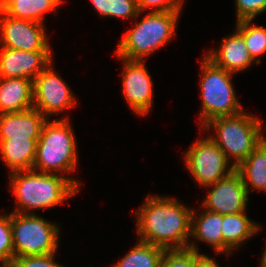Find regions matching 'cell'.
Here are the masks:
<instances>
[{"label":"cell","instance_id":"6da1fadb","mask_svg":"<svg viewBox=\"0 0 266 267\" xmlns=\"http://www.w3.org/2000/svg\"><path fill=\"white\" fill-rule=\"evenodd\" d=\"M192 211L174 197H147L135 212L139 240L166 250L187 249Z\"/></svg>","mask_w":266,"mask_h":267},{"label":"cell","instance_id":"7a4b0ae2","mask_svg":"<svg viewBox=\"0 0 266 267\" xmlns=\"http://www.w3.org/2000/svg\"><path fill=\"white\" fill-rule=\"evenodd\" d=\"M9 185L16 198L13 213L33 214V210L55 208L78 193L81 183L61 174L35 170L9 173Z\"/></svg>","mask_w":266,"mask_h":267},{"label":"cell","instance_id":"3957f363","mask_svg":"<svg viewBox=\"0 0 266 267\" xmlns=\"http://www.w3.org/2000/svg\"><path fill=\"white\" fill-rule=\"evenodd\" d=\"M201 128L204 132L214 128L215 134L209 137L235 168L266 138L261 119L244 110L233 116L213 118Z\"/></svg>","mask_w":266,"mask_h":267},{"label":"cell","instance_id":"277c9868","mask_svg":"<svg viewBox=\"0 0 266 267\" xmlns=\"http://www.w3.org/2000/svg\"><path fill=\"white\" fill-rule=\"evenodd\" d=\"M181 11L148 12L129 29L116 47V56L126 60H145L169 43L176 32Z\"/></svg>","mask_w":266,"mask_h":267},{"label":"cell","instance_id":"5b68a950","mask_svg":"<svg viewBox=\"0 0 266 267\" xmlns=\"http://www.w3.org/2000/svg\"><path fill=\"white\" fill-rule=\"evenodd\" d=\"M69 117L44 123L37 141L32 170L45 173H72L77 168V142Z\"/></svg>","mask_w":266,"mask_h":267},{"label":"cell","instance_id":"8992f818","mask_svg":"<svg viewBox=\"0 0 266 267\" xmlns=\"http://www.w3.org/2000/svg\"><path fill=\"white\" fill-rule=\"evenodd\" d=\"M201 73V127L213 118L233 116L243 111L232 84L233 73L217 67L206 56L201 62Z\"/></svg>","mask_w":266,"mask_h":267},{"label":"cell","instance_id":"52a82bcc","mask_svg":"<svg viewBox=\"0 0 266 267\" xmlns=\"http://www.w3.org/2000/svg\"><path fill=\"white\" fill-rule=\"evenodd\" d=\"M14 257L57 252L59 225L39 215L11 212Z\"/></svg>","mask_w":266,"mask_h":267},{"label":"cell","instance_id":"ba28073f","mask_svg":"<svg viewBox=\"0 0 266 267\" xmlns=\"http://www.w3.org/2000/svg\"><path fill=\"white\" fill-rule=\"evenodd\" d=\"M183 160L193 179L203 188L235 170L224 152L209 136L198 138L185 152Z\"/></svg>","mask_w":266,"mask_h":267},{"label":"cell","instance_id":"9c48e42d","mask_svg":"<svg viewBox=\"0 0 266 267\" xmlns=\"http://www.w3.org/2000/svg\"><path fill=\"white\" fill-rule=\"evenodd\" d=\"M51 63L33 81V108L47 119L77 105L76 98L64 79L53 69Z\"/></svg>","mask_w":266,"mask_h":267},{"label":"cell","instance_id":"30bf717a","mask_svg":"<svg viewBox=\"0 0 266 267\" xmlns=\"http://www.w3.org/2000/svg\"><path fill=\"white\" fill-rule=\"evenodd\" d=\"M45 25L17 19L0 11V47L28 51H52Z\"/></svg>","mask_w":266,"mask_h":267},{"label":"cell","instance_id":"8fae6325","mask_svg":"<svg viewBox=\"0 0 266 267\" xmlns=\"http://www.w3.org/2000/svg\"><path fill=\"white\" fill-rule=\"evenodd\" d=\"M202 201V208L221 215L244 212L248 205V193L240 173L235 169L221 180L211 184Z\"/></svg>","mask_w":266,"mask_h":267},{"label":"cell","instance_id":"7c38bea8","mask_svg":"<svg viewBox=\"0 0 266 267\" xmlns=\"http://www.w3.org/2000/svg\"><path fill=\"white\" fill-rule=\"evenodd\" d=\"M123 62L122 90L130 109L139 116H146L153 106L152 78L141 60H126Z\"/></svg>","mask_w":266,"mask_h":267},{"label":"cell","instance_id":"4fadbf2b","mask_svg":"<svg viewBox=\"0 0 266 267\" xmlns=\"http://www.w3.org/2000/svg\"><path fill=\"white\" fill-rule=\"evenodd\" d=\"M53 61L52 51H22L0 47V78L33 80Z\"/></svg>","mask_w":266,"mask_h":267},{"label":"cell","instance_id":"5bb4252c","mask_svg":"<svg viewBox=\"0 0 266 267\" xmlns=\"http://www.w3.org/2000/svg\"><path fill=\"white\" fill-rule=\"evenodd\" d=\"M205 56L217 67L230 73H239L256 63L247 49L243 36L235 29L233 34L223 38L217 50H209Z\"/></svg>","mask_w":266,"mask_h":267},{"label":"cell","instance_id":"9a60e30c","mask_svg":"<svg viewBox=\"0 0 266 267\" xmlns=\"http://www.w3.org/2000/svg\"><path fill=\"white\" fill-rule=\"evenodd\" d=\"M48 119L37 109L0 114V139H39Z\"/></svg>","mask_w":266,"mask_h":267},{"label":"cell","instance_id":"2e32d148","mask_svg":"<svg viewBox=\"0 0 266 267\" xmlns=\"http://www.w3.org/2000/svg\"><path fill=\"white\" fill-rule=\"evenodd\" d=\"M33 80L0 78V114L33 108Z\"/></svg>","mask_w":266,"mask_h":267},{"label":"cell","instance_id":"e0dca14e","mask_svg":"<svg viewBox=\"0 0 266 267\" xmlns=\"http://www.w3.org/2000/svg\"><path fill=\"white\" fill-rule=\"evenodd\" d=\"M245 213L246 211L222 215L223 254L232 255L235 249L260 231V225Z\"/></svg>","mask_w":266,"mask_h":267},{"label":"cell","instance_id":"ac0fdd59","mask_svg":"<svg viewBox=\"0 0 266 267\" xmlns=\"http://www.w3.org/2000/svg\"><path fill=\"white\" fill-rule=\"evenodd\" d=\"M38 139H0V157L10 173L32 170Z\"/></svg>","mask_w":266,"mask_h":267},{"label":"cell","instance_id":"d6986e66","mask_svg":"<svg viewBox=\"0 0 266 267\" xmlns=\"http://www.w3.org/2000/svg\"><path fill=\"white\" fill-rule=\"evenodd\" d=\"M191 215V239L212 246L216 253L223 254L222 215L202 208Z\"/></svg>","mask_w":266,"mask_h":267},{"label":"cell","instance_id":"ffe728a7","mask_svg":"<svg viewBox=\"0 0 266 267\" xmlns=\"http://www.w3.org/2000/svg\"><path fill=\"white\" fill-rule=\"evenodd\" d=\"M63 0H1L0 11L17 19L44 24L47 13L57 14Z\"/></svg>","mask_w":266,"mask_h":267},{"label":"cell","instance_id":"44dd1931","mask_svg":"<svg viewBox=\"0 0 266 267\" xmlns=\"http://www.w3.org/2000/svg\"><path fill=\"white\" fill-rule=\"evenodd\" d=\"M235 169L240 173L248 195L251 190L266 193V138Z\"/></svg>","mask_w":266,"mask_h":267},{"label":"cell","instance_id":"7402d4cb","mask_svg":"<svg viewBox=\"0 0 266 267\" xmlns=\"http://www.w3.org/2000/svg\"><path fill=\"white\" fill-rule=\"evenodd\" d=\"M166 249L138 240L135 246L111 267H159Z\"/></svg>","mask_w":266,"mask_h":267},{"label":"cell","instance_id":"603a6c76","mask_svg":"<svg viewBox=\"0 0 266 267\" xmlns=\"http://www.w3.org/2000/svg\"><path fill=\"white\" fill-rule=\"evenodd\" d=\"M253 21H238L235 28L243 36L252 59L256 64H260V56L266 52V28L256 25L252 26Z\"/></svg>","mask_w":266,"mask_h":267},{"label":"cell","instance_id":"cb8c5ba5","mask_svg":"<svg viewBox=\"0 0 266 267\" xmlns=\"http://www.w3.org/2000/svg\"><path fill=\"white\" fill-rule=\"evenodd\" d=\"M96 12L103 17L139 20L142 12L139 11L136 0H89Z\"/></svg>","mask_w":266,"mask_h":267},{"label":"cell","instance_id":"d4e9b609","mask_svg":"<svg viewBox=\"0 0 266 267\" xmlns=\"http://www.w3.org/2000/svg\"><path fill=\"white\" fill-rule=\"evenodd\" d=\"M14 258L11 212L0 214V263L11 262Z\"/></svg>","mask_w":266,"mask_h":267},{"label":"cell","instance_id":"484cf974","mask_svg":"<svg viewBox=\"0 0 266 267\" xmlns=\"http://www.w3.org/2000/svg\"><path fill=\"white\" fill-rule=\"evenodd\" d=\"M159 267H194V249L166 250Z\"/></svg>","mask_w":266,"mask_h":267},{"label":"cell","instance_id":"4316f807","mask_svg":"<svg viewBox=\"0 0 266 267\" xmlns=\"http://www.w3.org/2000/svg\"><path fill=\"white\" fill-rule=\"evenodd\" d=\"M236 22L254 20L266 11V0H235Z\"/></svg>","mask_w":266,"mask_h":267},{"label":"cell","instance_id":"83f0119b","mask_svg":"<svg viewBox=\"0 0 266 267\" xmlns=\"http://www.w3.org/2000/svg\"><path fill=\"white\" fill-rule=\"evenodd\" d=\"M55 255L56 253L14 257L11 262L16 267H66L55 262Z\"/></svg>","mask_w":266,"mask_h":267},{"label":"cell","instance_id":"f1b7e54d","mask_svg":"<svg viewBox=\"0 0 266 267\" xmlns=\"http://www.w3.org/2000/svg\"><path fill=\"white\" fill-rule=\"evenodd\" d=\"M140 12L150 9V12L181 11L184 0H136Z\"/></svg>","mask_w":266,"mask_h":267},{"label":"cell","instance_id":"f546056e","mask_svg":"<svg viewBox=\"0 0 266 267\" xmlns=\"http://www.w3.org/2000/svg\"><path fill=\"white\" fill-rule=\"evenodd\" d=\"M195 241L190 242L188 249H194V267H220L219 264L210 256L201 254Z\"/></svg>","mask_w":266,"mask_h":267},{"label":"cell","instance_id":"4dcf8cb0","mask_svg":"<svg viewBox=\"0 0 266 267\" xmlns=\"http://www.w3.org/2000/svg\"><path fill=\"white\" fill-rule=\"evenodd\" d=\"M259 267H266V245L263 251V255L261 256V262Z\"/></svg>","mask_w":266,"mask_h":267},{"label":"cell","instance_id":"1f68e13d","mask_svg":"<svg viewBox=\"0 0 266 267\" xmlns=\"http://www.w3.org/2000/svg\"><path fill=\"white\" fill-rule=\"evenodd\" d=\"M0 267H16L12 262H1Z\"/></svg>","mask_w":266,"mask_h":267}]
</instances>
